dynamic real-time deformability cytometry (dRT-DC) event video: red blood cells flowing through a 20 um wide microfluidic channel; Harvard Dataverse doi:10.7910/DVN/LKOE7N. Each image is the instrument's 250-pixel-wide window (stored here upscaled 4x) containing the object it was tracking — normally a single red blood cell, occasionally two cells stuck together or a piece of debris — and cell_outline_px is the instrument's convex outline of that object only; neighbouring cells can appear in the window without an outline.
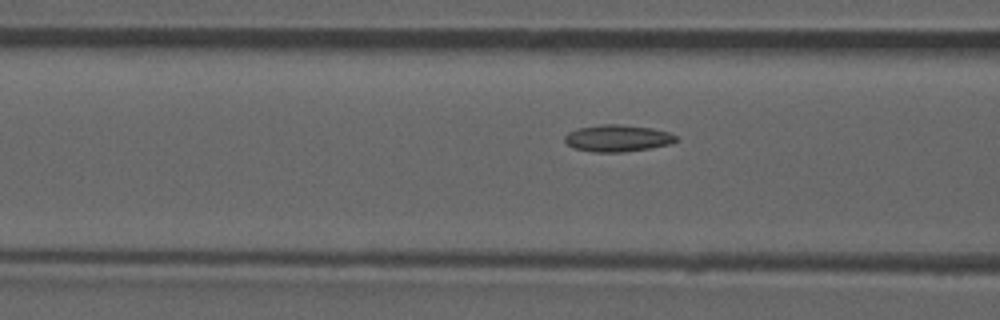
{"species": "common noctule bat (a hibernating species)", "species_latin": "Nyctalus noctula", "temperature_condition": "room temperature", "stored_images_in_passage": 37, "camera_frame_rate_fps": 3000, "um_per_image_px": 0.085, "animal": {"sex": "male", "forearm_length_mm": 52.5}, "frame": {"image": 1, "passage_image": 11, "time_ms": 3.333, "image_size_px": [1000, 320], "cell_outline_px": [[676, 140], [668, 144], [648, 148], [620, 152], [592, 152], [572, 148], [564, 140], [564, 136], [568, 132], [576, 128], [604, 124], [620, 124], [652, 128], [668, 132], [676, 136]], "centroid_in_image_um": [52.42, 11.74], "position_along_channel_um": 114.2, "area_um2": 17.28}, "authors_computed_cell_mechanics": {"area_um2": 16.6464, "velocity_mm_per_s": 3.8524, "shape_relaxation_time_tau1_ms": null, "shape_relaxation_time_tau2_ms": 2.1972, "deformation_change_tau1": null, "deformation_change_tau2": 0.0833}}